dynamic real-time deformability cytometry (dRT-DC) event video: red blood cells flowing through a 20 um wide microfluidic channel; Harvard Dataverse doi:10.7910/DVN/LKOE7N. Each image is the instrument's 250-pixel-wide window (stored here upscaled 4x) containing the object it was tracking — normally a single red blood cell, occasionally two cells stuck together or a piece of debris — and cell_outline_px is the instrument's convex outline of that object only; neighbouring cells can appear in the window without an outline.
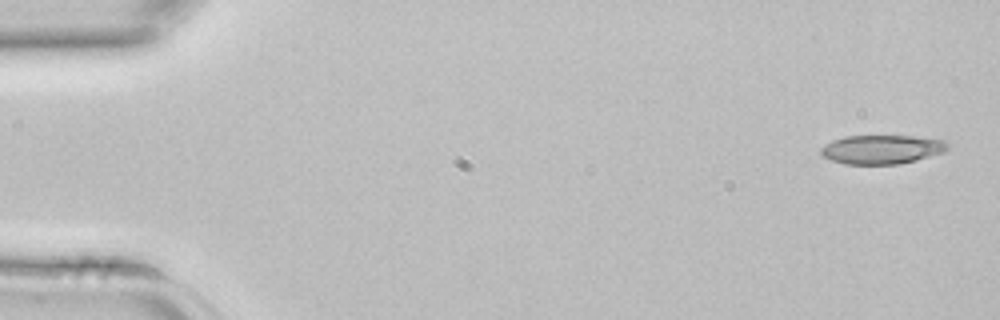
{"species": "common noctule bat (a hibernating species)", "species_latin": "Nyctalus noctula", "temperature_condition": "room temperature", "stored_images_in_passage": 3, "camera_frame_rate_fps": 3000, "um_per_image_px": 0.085, "animal": {"sex": "female", "body_mass_g": 22.7, "forearm_length_mm": 54.2}, "frame": {"image": 1, "passage_image": 1, "time_ms": 0.0, "image_size_px": [1000, 320], "cell_outline_px": [[952, 144], [944, 152], [916, 160], [896, 164], [844, 164], [820, 156], [820, 148], [832, 140], [844, 136], [916, 136], [944, 140]], "centroid_in_image_um": [74.96, 12.69], "position_along_channel_um": 10.0, "area_um2": 21.56}}
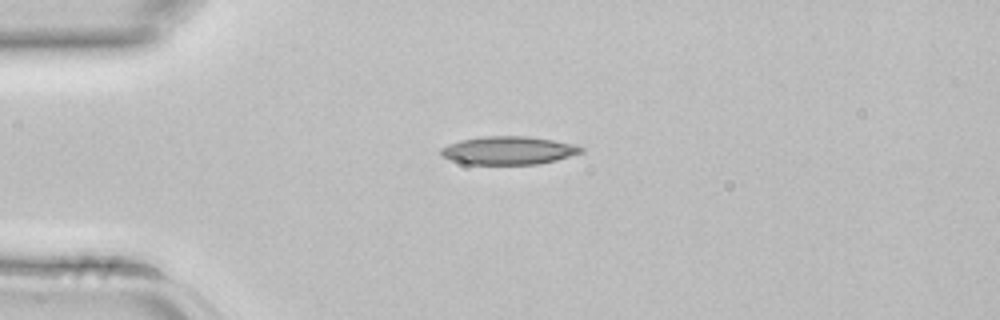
{"frame": {"image": 2, "passage_image": 3, "time_ms": 0.667, "image_size_px": [1000, 320], "cell_outline_px": [[584, 152], [556, 160], [536, 164], [468, 164], [452, 160], [444, 156], [440, 152], [440, 148], [448, 144], [460, 140], [484, 136], [532, 136], [576, 144], [584, 148]], "centroid_in_image_um": [43.26, 12.77], "position_along_channel_um": 41.7, "area_um2": 23.06}}